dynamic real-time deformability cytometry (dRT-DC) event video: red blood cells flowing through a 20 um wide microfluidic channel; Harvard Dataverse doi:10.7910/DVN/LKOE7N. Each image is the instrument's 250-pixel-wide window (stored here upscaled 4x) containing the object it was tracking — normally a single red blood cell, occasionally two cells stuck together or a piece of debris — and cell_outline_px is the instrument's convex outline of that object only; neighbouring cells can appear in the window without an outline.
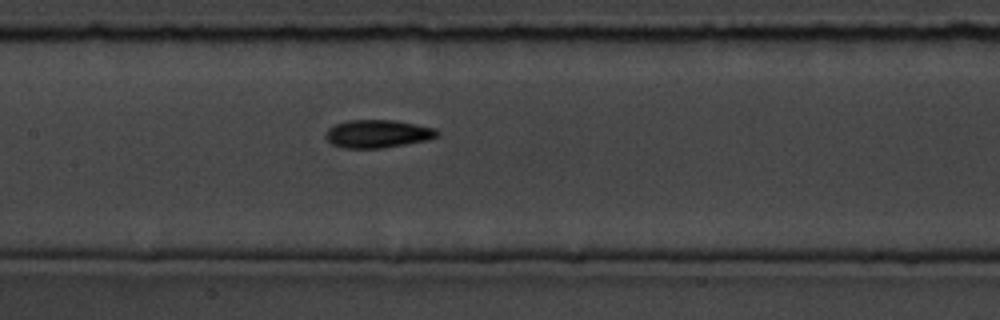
{"species": "common noctule bat (a hibernating species)", "species_latin": "Nyctalus noctula", "temperature_condition": "room temperature", "stored_images_in_passage": 8, "camera_frame_rate_fps": 3000, "um_per_image_px": 0.085, "animal": {"sex": "male", "body_mass_g": 19.5, "forearm_length_mm": 54.6}, "frame": {"image": 1, "passage_image": 8, "time_ms": 9.0, "image_size_px": [1000, 320], "cell_outline_px": [[440, 136], [428, 140], [384, 148], [344, 148], [332, 144], [324, 136], [328, 128], [336, 124], [348, 120], [392, 120], [416, 124], [436, 128], [440, 132]], "centroid_in_image_um": [32.14, 11.37], "position_along_channel_um": 175.3, "area_um2": 18.32}}